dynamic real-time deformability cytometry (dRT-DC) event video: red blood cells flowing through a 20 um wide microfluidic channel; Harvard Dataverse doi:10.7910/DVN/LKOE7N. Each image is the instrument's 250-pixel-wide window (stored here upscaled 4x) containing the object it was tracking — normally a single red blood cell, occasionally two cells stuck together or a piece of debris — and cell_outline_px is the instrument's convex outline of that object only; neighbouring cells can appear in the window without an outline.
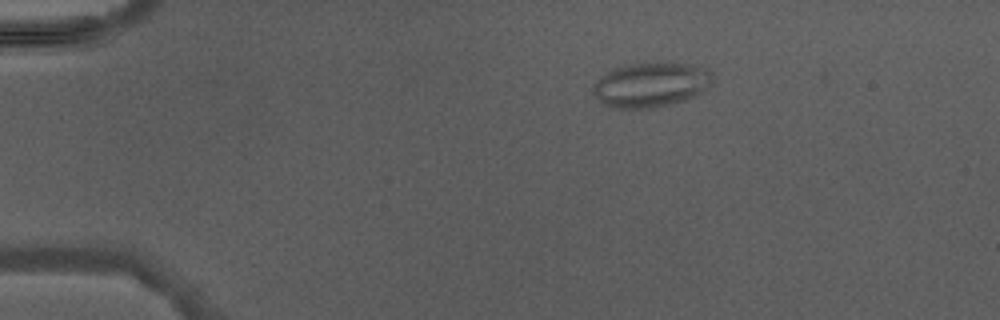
{"species": "Egyptian fruit bat (a non-hibernating species)", "species_latin": "Rousettus aegyptiacus", "temperature_condition": "warm", "stored_images_in_passage": 5, "camera_frame_rate_fps": 3000, "um_per_image_px": 0.085, "animal": {"sex": "male"}, "frame": {"image": 1, "passage_image": 3, "time_ms": 2.333, "image_size_px": [1000, 320], "cell_outline_px": [[712, 80], [708, 88], [704, 92], [688, 100], [656, 108], [616, 108], [604, 104], [592, 92], [592, 88], [596, 80], [604, 72], [616, 68], [632, 64], [668, 60], [708, 68], [712, 72]], "centroid_in_image_um": [55.38, 7.18], "position_along_channel_um": 29.6, "area_um2": 31.91}}
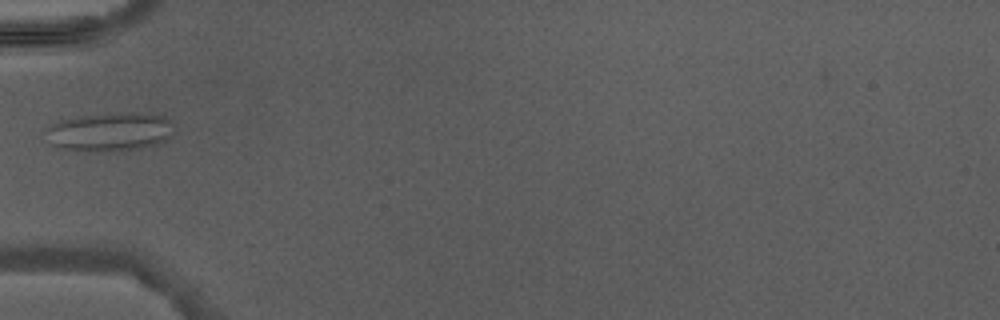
{"frame": {"image": 2, "passage_image": 5, "time_ms": 5.0, "image_size_px": [1000, 320], "cell_outline_px": [[172, 132], [168, 140], [156, 144], [140, 148], [60, 148], [52, 144], [44, 132], [44, 128], [52, 124], [64, 120], [80, 116], [132, 112], [136, 112], [164, 116], [172, 124]], "centroid_in_image_um": [9.37, 11.15], "position_along_channel_um": 75.6, "area_um2": 27.51}}